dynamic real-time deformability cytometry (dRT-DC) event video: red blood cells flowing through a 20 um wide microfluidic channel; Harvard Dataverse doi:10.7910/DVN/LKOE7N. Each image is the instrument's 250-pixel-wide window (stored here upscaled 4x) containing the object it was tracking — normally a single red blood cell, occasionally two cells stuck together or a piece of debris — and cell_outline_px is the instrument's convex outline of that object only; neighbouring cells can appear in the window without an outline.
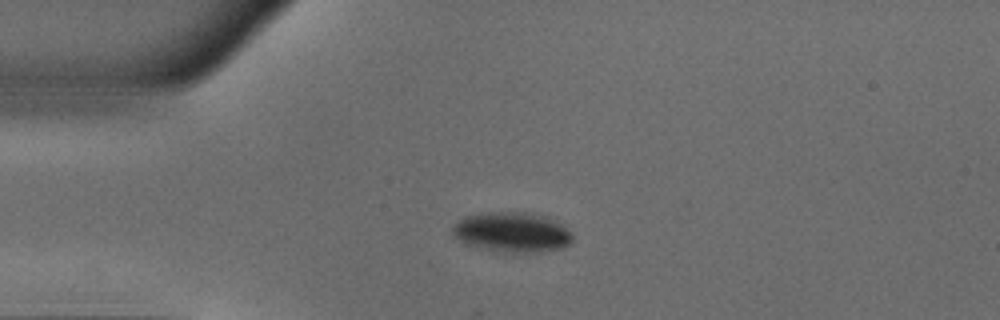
{"species": "common noctule bat (a hibernating species)", "species_latin": "Nyctalus noctula", "temperature_condition": "warm", "stored_images_in_passage": 40, "camera_frame_rate_fps": 3000, "um_per_image_px": 0.085, "animal": {"sex": "male", "body_mass_g": 18.8}, "frame": {"image": 1, "passage_image": 1, "time_ms": 0.0, "image_size_px": [1000, 320], "cell_outline_px": [[572, 240], [568, 244], [560, 248], [540, 252], [512, 252], [488, 248], [468, 244], [460, 240], [452, 232], [452, 228], [464, 216], [480, 212], [532, 212], [548, 216], [556, 220], [572, 236]], "centroid_in_image_um": [43.54, 19.69], "position_along_channel_um": 41.5, "area_um2": 27.51}}
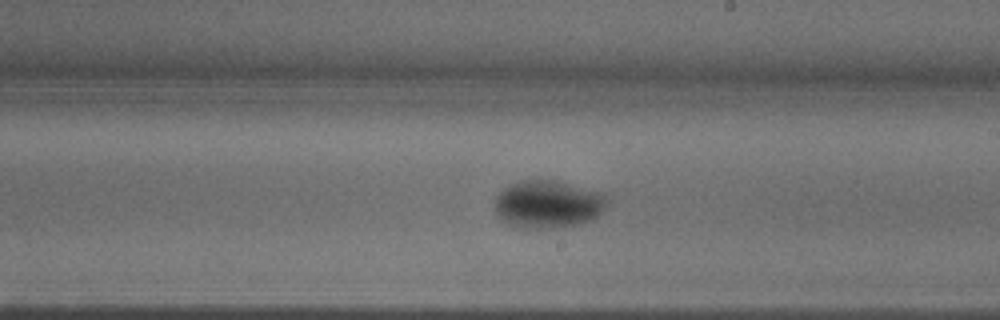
{"frame": {"image": 2, "passage_image": 18, "time_ms": 5.667, "image_size_px": [1000, 320], "cell_outline_px": [[612, 204], [600, 216], [592, 220], [580, 224], [564, 228], [512, 228], [504, 224], [496, 216], [492, 208], [492, 200], [496, 192], [508, 184], [516, 180], [560, 180], [608, 192]], "centroid_in_image_um": [46.61, 17.35], "position_along_channel_um": 242.4, "area_um2": 33.81}}
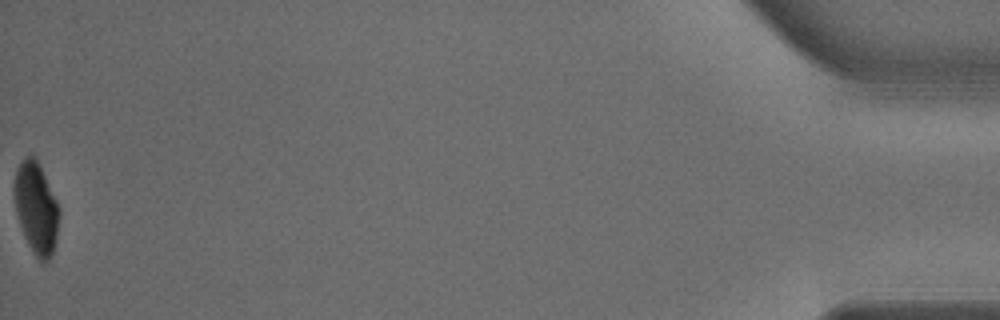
{"frame": {"image": 3, "passage_image": 40, "time_ms": 13.0, "image_size_px": [1000, 320], "cell_outline_px": [[60, 212], [56, 236], [52, 256], [44, 264], [32, 252], [24, 236], [16, 212], [16, 168], [24, 156], [36, 156], [60, 208]], "centroid_in_image_um": [3.1, 17.69], "position_along_channel_um": 432.1, "area_um2": 23.58}}